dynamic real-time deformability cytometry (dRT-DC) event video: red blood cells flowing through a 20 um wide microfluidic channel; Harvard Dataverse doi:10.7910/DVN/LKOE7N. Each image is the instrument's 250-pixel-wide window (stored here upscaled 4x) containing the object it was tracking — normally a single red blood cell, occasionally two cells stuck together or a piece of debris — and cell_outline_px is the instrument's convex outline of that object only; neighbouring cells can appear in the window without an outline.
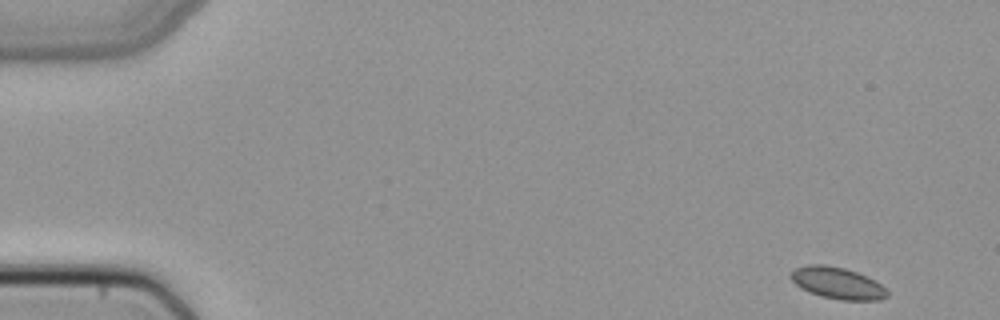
{"species": "common noctule bat (a hibernating species)", "species_latin": "Nyctalus noctula", "temperature_condition": "cold", "stored_images_in_passage": 49, "camera_frame_rate_fps": 3000, "um_per_image_px": 0.085, "animal": {"sex": "female", "body_mass_g": 22.7, "forearm_length_mm": 54.2}, "frame": {"image": 1, "passage_image": 1, "time_ms": 0.0, "image_size_px": [1000, 320], "cell_outline_px": [[888, 296], [880, 300], [840, 300], [820, 296], [808, 292], [800, 288], [788, 276], [796, 268], [808, 264], [824, 264], [844, 268], [868, 276], [876, 280], [888, 292]], "centroid_in_image_um": [71.17, 24.06], "position_along_channel_um": 13.8, "area_um2": 17.92}}
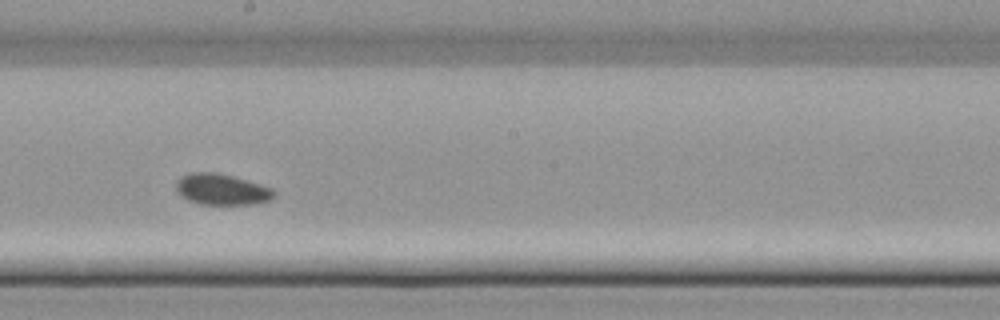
{"frame": {"image": 2, "passage_image": 27, "time_ms": 8.667, "image_size_px": [1000, 320], "cell_outline_px": [[276, 192], [268, 200], [252, 204], [200, 204], [188, 200], [180, 196], [176, 192], [176, 180], [180, 176], [188, 172], [216, 172], [232, 176], [260, 184], [272, 188]], "centroid_in_image_um": [18.77, 16.08], "position_along_channel_um": 229.4, "area_um2": 17.74}}
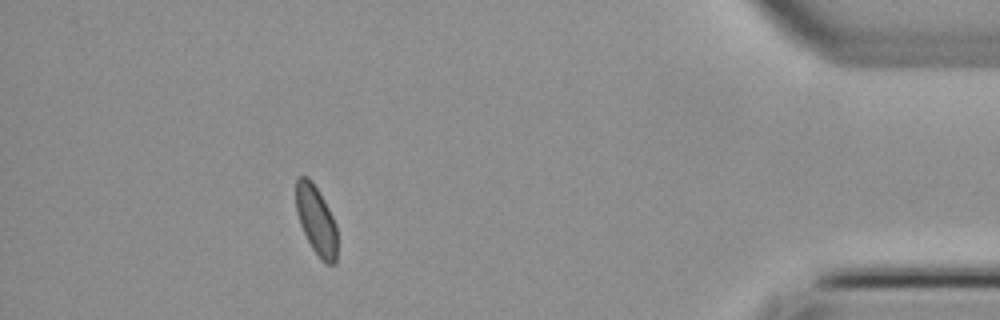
{"frame": {"image": 3, "passage_image": 44, "time_ms": 14.333, "image_size_px": [1000, 320], "cell_outline_px": [[336, 264], [328, 264], [320, 260], [312, 248], [300, 224], [296, 212], [296, 180], [300, 176], [308, 176], [312, 180], [324, 200], [336, 224]], "centroid_in_image_um": [26.87, 18.71], "position_along_channel_um": 408.3, "area_um2": 16.53}}